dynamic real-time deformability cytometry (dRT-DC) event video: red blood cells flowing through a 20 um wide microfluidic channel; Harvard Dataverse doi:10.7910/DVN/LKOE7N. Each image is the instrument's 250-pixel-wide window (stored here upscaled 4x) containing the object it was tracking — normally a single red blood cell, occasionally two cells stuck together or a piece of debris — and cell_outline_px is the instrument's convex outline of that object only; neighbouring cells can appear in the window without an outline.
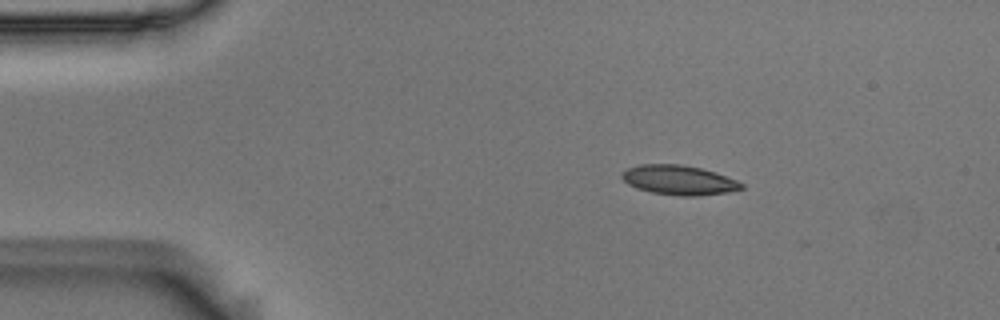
{"species": "Egyptian fruit bat (a non-hibernating species)", "species_latin": "Rousettus aegyptiacus", "temperature_condition": "room temperature", "stored_images_in_passage": 4, "segment_of_instrument_passage": [1, 2], "camera_frame_rate_fps": 3000, "um_per_image_px": 0.085, "animal": {"sex": "male"}, "frame": {"image": 1, "passage_image": 1, "time_ms": 0.0, "image_size_px": [1000, 320], "cell_outline_px": [[744, 188], [728, 192], [700, 196], [680, 196], [652, 192], [636, 188], [628, 184], [620, 176], [620, 172], [628, 168], [640, 164], [680, 164], [700, 168], [716, 172], [736, 180], [744, 184]], "centroid_in_image_um": [57.7, 15.3], "position_along_channel_um": 27.3, "area_um2": 20.69}}
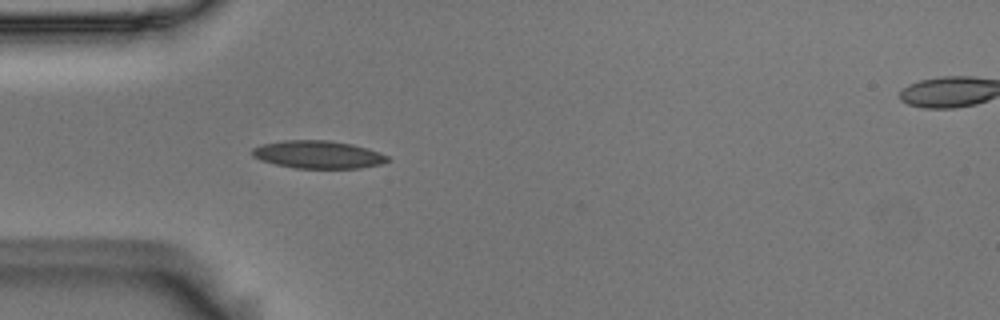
{"frame": {"image": 2, "passage_image": 3, "time_ms": 0.667, "image_size_px": [1000, 320], "cell_outline_px": [[392, 160], [380, 164], [360, 168], [296, 168], [276, 164], [260, 160], [252, 156], [252, 148], [260, 144], [284, 140], [332, 140], [352, 144], [368, 148], [380, 152], [388, 156]], "centroid_in_image_um": [27.05, 13.13], "position_along_channel_um": 58.0, "area_um2": 22.08}}